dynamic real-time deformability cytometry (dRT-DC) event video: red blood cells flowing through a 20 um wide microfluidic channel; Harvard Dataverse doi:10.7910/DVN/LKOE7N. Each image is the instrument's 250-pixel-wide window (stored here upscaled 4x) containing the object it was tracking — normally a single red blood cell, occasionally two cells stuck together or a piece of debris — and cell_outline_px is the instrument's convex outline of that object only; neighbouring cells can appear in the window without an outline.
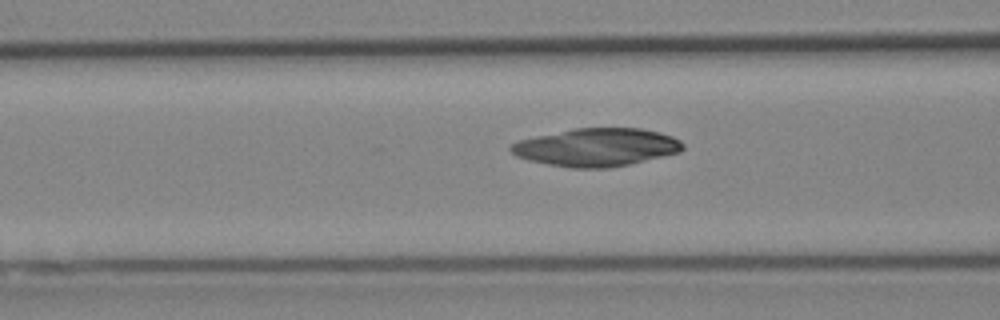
{"species": "Egyptian fruit bat (a non-hibernating species)", "species_latin": "Rousettus aegyptiacus", "temperature_condition": "cold", "stored_images_in_passage": 9, "camera_frame_rate_fps": 3000, "um_per_image_px": 0.085, "animal": {"sex": "female"}, "frame": {"image": 1, "passage_image": 7, "time_ms": 2.0, "image_size_px": [1000, 320], "cell_outline_px": [[684, 148], [680, 152], [664, 156], [628, 164], [608, 168], [568, 168], [528, 160], [516, 156], [508, 148], [512, 144], [520, 140], [536, 136], [572, 128], [640, 128], [660, 132], [672, 136], [680, 140], [684, 144]], "centroid_in_image_um": [50.71, 12.52], "position_along_channel_um": 115.9, "area_um2": 38.09}}